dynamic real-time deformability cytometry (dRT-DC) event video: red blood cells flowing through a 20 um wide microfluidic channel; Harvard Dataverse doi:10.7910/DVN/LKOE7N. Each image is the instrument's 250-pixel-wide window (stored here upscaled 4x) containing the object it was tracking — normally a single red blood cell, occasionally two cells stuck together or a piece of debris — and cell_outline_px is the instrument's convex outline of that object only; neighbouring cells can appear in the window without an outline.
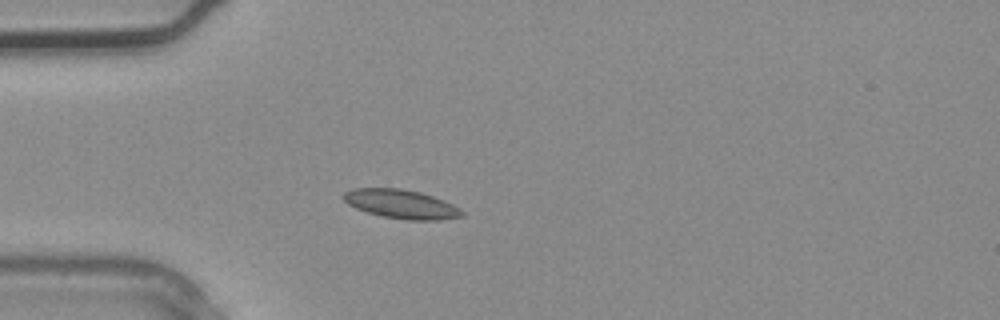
{"species": "common noctule bat (a hibernating species)", "species_latin": "Nyctalus noctula", "temperature_condition": "warm", "stored_images_in_passage": 1, "camera_frame_rate_fps": 3000, "um_per_image_px": 0.085, "animal": {"sex": "male", "body_mass_g": 20.4}, "frame": {"image": 1, "passage_image": 1, "time_ms": 0.0, "image_size_px": [1000, 320], "cell_outline_px": [[464, 216], [440, 220], [408, 220], [384, 216], [368, 212], [356, 208], [348, 204], [340, 196], [344, 192], [352, 188], [400, 188], [420, 192], [444, 200], [460, 208], [464, 212]], "centroid_in_image_um": [34.1, 17.34], "position_along_channel_um": 50.9, "area_um2": 20.0}}